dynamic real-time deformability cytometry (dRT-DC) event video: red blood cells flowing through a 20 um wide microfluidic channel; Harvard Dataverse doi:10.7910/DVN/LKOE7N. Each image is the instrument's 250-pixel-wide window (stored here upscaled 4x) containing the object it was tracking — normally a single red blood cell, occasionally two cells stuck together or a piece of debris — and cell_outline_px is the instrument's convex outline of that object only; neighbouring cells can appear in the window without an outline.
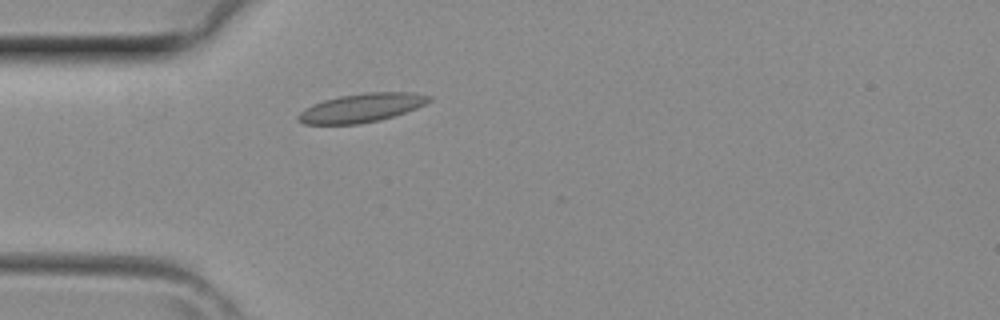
{"species": "common noctule bat (a hibernating species)", "species_latin": "Nyctalus noctula", "temperature_condition": "room temperature", "stored_images_in_passage": 1, "camera_frame_rate_fps": 3000, "um_per_image_px": 0.085, "animal": {"sex": "female", "body_mass_g": 29.2, "forearm_length_mm": 56.3}, "frame": {"image": 1, "passage_image": 1, "time_ms": 0.0, "image_size_px": [1000, 320], "cell_outline_px": [[432, 100], [416, 108], [380, 120], [356, 124], [304, 124], [296, 120], [296, 116], [304, 108], [312, 104], [324, 100], [340, 96], [364, 92], [412, 92], [432, 96]], "centroid_in_image_um": [30.7, 9.16], "position_along_channel_um": 54.3, "area_um2": 21.91}}